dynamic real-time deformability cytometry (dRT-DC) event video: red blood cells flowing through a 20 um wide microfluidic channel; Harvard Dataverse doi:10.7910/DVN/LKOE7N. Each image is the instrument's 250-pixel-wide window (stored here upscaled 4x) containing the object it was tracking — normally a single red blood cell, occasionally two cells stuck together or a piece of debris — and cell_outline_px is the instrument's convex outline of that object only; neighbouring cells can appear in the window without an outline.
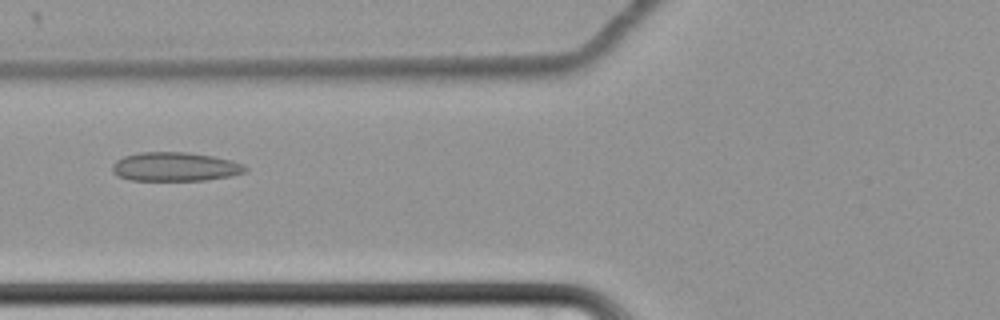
{"species": "common noctule bat (a hibernating species)", "species_latin": "Nyctalus noctula", "temperature_condition": "cold", "stored_images_in_passage": 43, "camera_frame_rate_fps": 3000, "um_per_image_px": 0.085, "animal": {"sex": "female", "body_mass_g": 22.7, "forearm_length_mm": 54.2}, "frame": {"image": 1, "passage_image": 7, "time_ms": 2.0, "image_size_px": [1000, 320], "cell_outline_px": [[248, 172], [232, 176], [204, 180], [128, 180], [116, 176], [112, 172], [112, 164], [116, 160], [124, 156], [140, 152], [188, 152], [212, 156], [232, 160], [244, 164], [248, 168]], "centroid_in_image_um": [14.89, 14.17], "position_along_channel_um": 110.9, "area_um2": 22.72}}
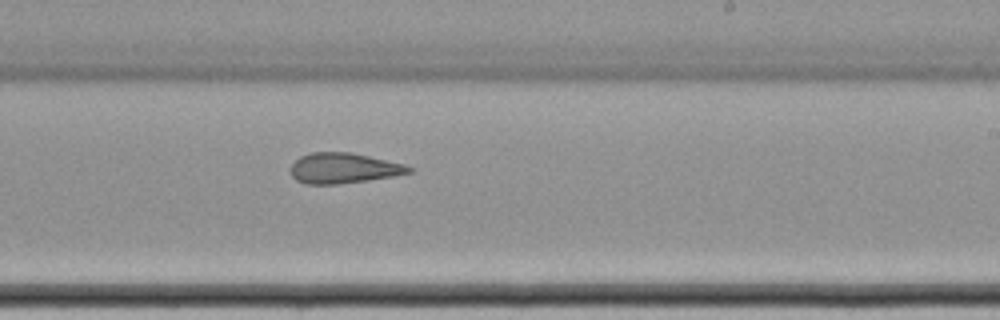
{"frame": {"image": 2, "passage_image": 20, "time_ms": 6.333, "image_size_px": [1000, 320], "cell_outline_px": [[416, 168], [412, 172], [392, 176], [368, 180], [336, 184], [304, 184], [296, 180], [292, 176], [292, 164], [300, 156], [312, 152], [352, 152], [404, 164]], "centroid_in_image_um": [29.22, 14.29], "position_along_channel_um": 259.8, "area_um2": 20.92}}
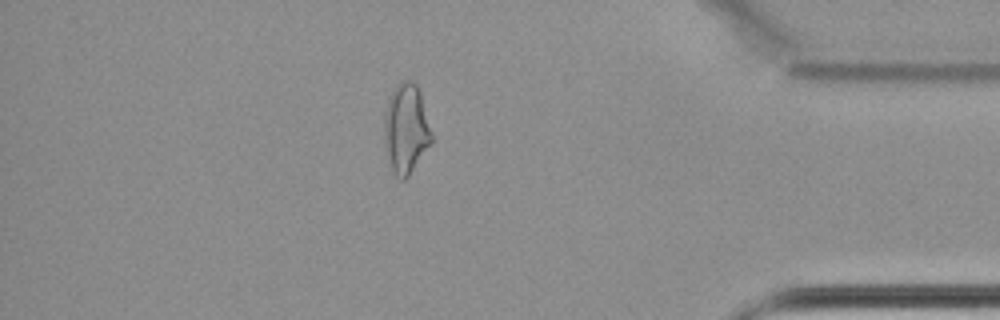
{"frame": {"image": 3, "passage_image": 35, "time_ms": 11.333, "image_size_px": [1000, 320], "cell_outline_px": [[432, 144], [408, 176], [404, 180], [400, 180], [392, 172], [384, 148], [384, 112], [388, 100], [396, 84], [400, 80], [412, 80], [416, 84], [420, 92], [432, 132]], "centroid_in_image_um": [34.5, 10.96], "position_along_channel_um": 400.7, "area_um2": 25.2}, "authors_computed_cell_mechanics": {"area_um2": 22.1374, "velocity_mm_per_s": 3.4321, "shape_relaxation_time_tau1_ms": null, "shape_relaxation_time_tau2_ms": 3.6262, "deformation_change_tau1": null, "deformation_change_tau2": 0.1312}}